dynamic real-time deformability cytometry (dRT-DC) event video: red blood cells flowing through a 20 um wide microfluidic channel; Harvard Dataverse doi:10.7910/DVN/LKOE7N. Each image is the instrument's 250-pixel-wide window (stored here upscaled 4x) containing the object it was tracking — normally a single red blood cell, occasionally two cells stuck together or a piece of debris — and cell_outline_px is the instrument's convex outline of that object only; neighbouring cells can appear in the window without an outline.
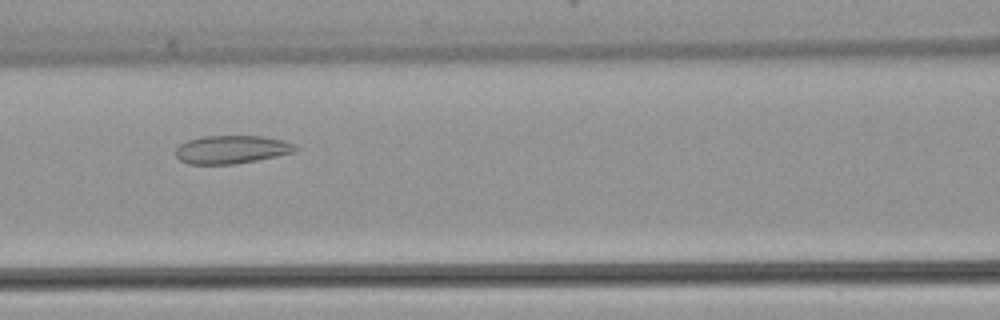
{"species": "common noctule bat (a hibernating species)", "species_latin": "Nyctalus noctula", "temperature_condition": "warm", "stored_images_in_passage": 33, "camera_frame_rate_fps": 3000, "um_per_image_px": 0.085, "animal": {"sex": "female", "body_mass_g": 22.7, "forearm_length_mm": 54.2}, "frame": {"image": 1, "passage_image": 8, "time_ms": 2.333, "image_size_px": [1000, 320], "cell_outline_px": [[300, 148], [296, 152], [236, 164], [188, 164], [180, 160], [176, 156], [176, 148], [180, 144], [188, 140], [204, 136], [260, 136], [284, 140], [296, 144]], "centroid_in_image_um": [19.72, 12.71], "position_along_channel_um": 146.9, "area_um2": 19.77}}
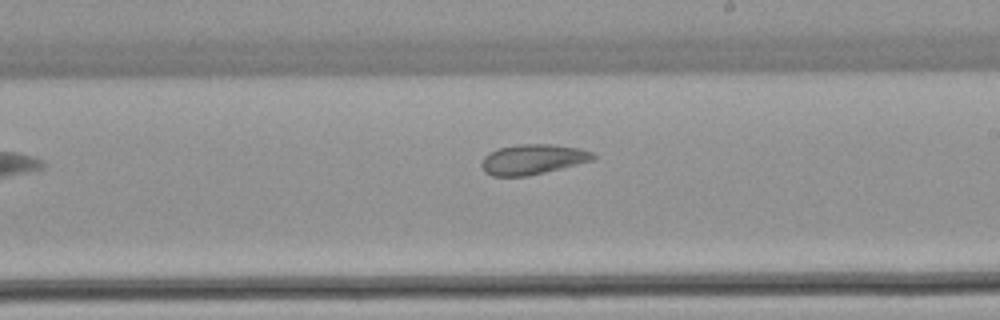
{"frame": {"image": 2, "passage_image": 15, "time_ms": 4.667, "image_size_px": [1000, 320], "cell_outline_px": [[596, 156], [592, 160], [544, 172], [524, 176], [492, 176], [484, 172], [480, 164], [484, 156], [488, 152], [500, 148], [520, 144], [552, 144], [576, 148], [592, 152]], "centroid_in_image_um": [45.22, 13.54], "position_along_channel_um": 243.8, "area_um2": 19.31}}
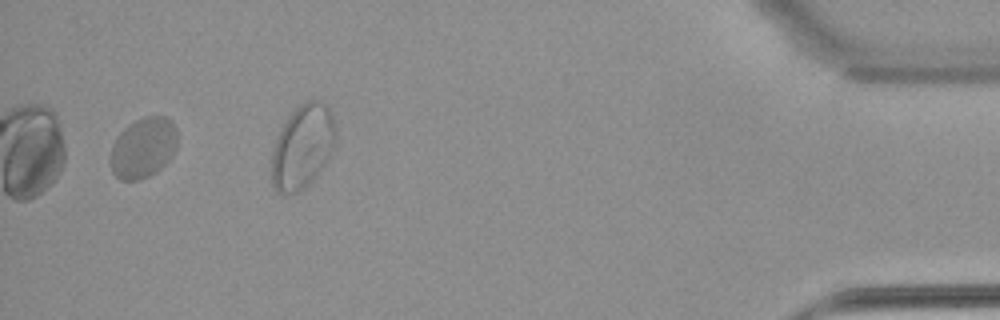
{"frame": {"image": 3, "passage_image": 31, "time_ms": 10.0, "image_size_px": [1000, 320], "cell_outline_px": [[176, 148], [172, 156], [156, 172], [140, 180], [120, 180], [112, 172], [112, 144], [116, 136], [128, 124], [144, 116], [168, 116], [172, 120], [176, 128]], "centroid_in_image_um": [12.19, 12.53], "position_along_channel_um": 423.0, "area_um2": 23.58}}